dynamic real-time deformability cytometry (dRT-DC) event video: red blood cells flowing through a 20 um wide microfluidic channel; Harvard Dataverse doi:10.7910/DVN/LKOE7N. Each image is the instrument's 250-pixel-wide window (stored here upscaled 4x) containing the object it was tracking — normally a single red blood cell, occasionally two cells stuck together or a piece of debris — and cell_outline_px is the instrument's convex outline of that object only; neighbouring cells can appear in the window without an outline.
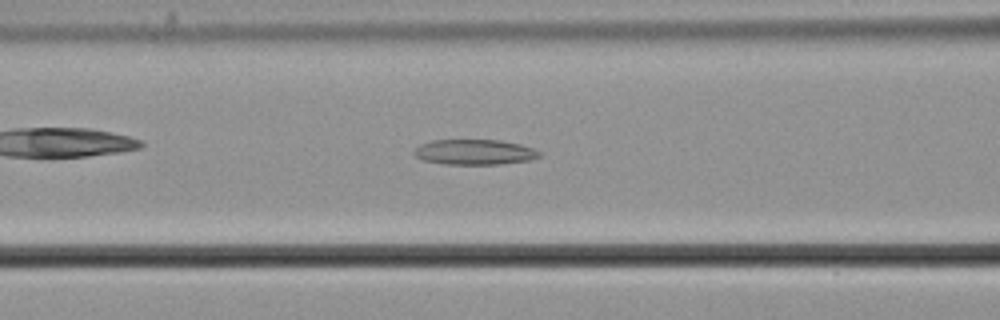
{"species": "common noctule bat (a hibernating species)", "species_latin": "Nyctalus noctula", "temperature_condition": "cold", "stored_images_in_passage": 56, "camera_frame_rate_fps": 3000, "um_per_image_px": 0.085, "animal": {"sex": "male", "body_mass_g": 21.5, "forearm_length_mm": 52.0}, "frame": {"image": 1, "passage_image": 23, "time_ms": 7.333, "image_size_px": [1000, 320], "cell_outline_px": [[540, 156], [532, 160], [500, 164], [444, 164], [424, 160], [416, 156], [412, 152], [420, 144], [432, 140], [500, 140], [520, 144], [532, 148], [540, 152]], "centroid_in_image_um": [40.34, 12.92], "position_along_channel_um": 126.3, "area_um2": 18.44}}
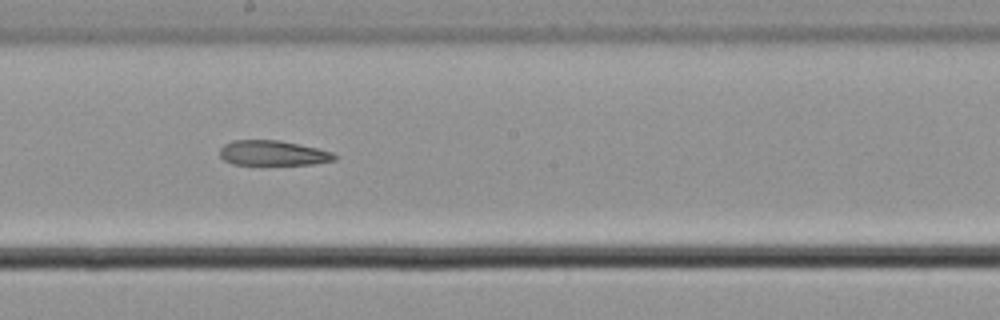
{"frame": {"image": 2, "passage_image": 31, "time_ms": 10.0, "image_size_px": [1000, 320], "cell_outline_px": [[336, 160], [312, 164], [232, 164], [224, 160], [220, 156], [220, 148], [224, 144], [232, 140], [280, 140], [316, 148], [332, 152], [336, 156]], "centroid_in_image_um": [23.17, 13.0], "position_along_channel_um": 225.0, "area_um2": 16.59}}
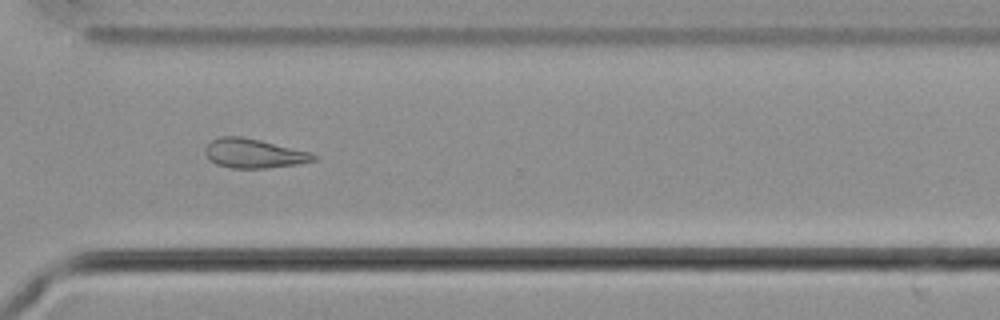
{"frame": {"image": 3, "passage_image": 41, "time_ms": 13.333, "image_size_px": [1000, 320], "cell_outline_px": [[320, 156], [316, 160], [296, 164], [268, 168], [232, 168], [216, 164], [208, 160], [204, 152], [204, 148], [212, 140], [220, 136], [240, 136], [260, 140], [312, 152]], "centroid_in_image_um": [21.58, 13.04], "position_along_channel_um": 349.0, "area_um2": 18.67}, "authors_computed_cell_mechanics": {"area_um2": 20.2011, "velocity_mm_per_s": 3.7066, "shape_relaxation_time_tau1_ms": null, "shape_relaxation_time_tau2_ms": 5.9057, "deformation_change_tau1": null, "deformation_change_tau2": 0.1445}}